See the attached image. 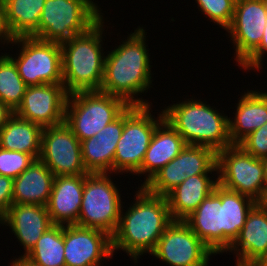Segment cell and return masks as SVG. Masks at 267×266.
Segmentation results:
<instances>
[{
  "mask_svg": "<svg viewBox=\"0 0 267 266\" xmlns=\"http://www.w3.org/2000/svg\"><path fill=\"white\" fill-rule=\"evenodd\" d=\"M145 42V30L139 26L127 40L108 51L104 60L101 92L119 97L128 105H150L147 100L137 96L152 87L150 55Z\"/></svg>",
  "mask_w": 267,
  "mask_h": 266,
  "instance_id": "cell-1",
  "label": "cell"
},
{
  "mask_svg": "<svg viewBox=\"0 0 267 266\" xmlns=\"http://www.w3.org/2000/svg\"><path fill=\"white\" fill-rule=\"evenodd\" d=\"M135 202L120 214L112 237V251H125L137 263L144 253H152L167 226L173 221L167 198L149 193L140 187Z\"/></svg>",
  "mask_w": 267,
  "mask_h": 266,
  "instance_id": "cell-2",
  "label": "cell"
},
{
  "mask_svg": "<svg viewBox=\"0 0 267 266\" xmlns=\"http://www.w3.org/2000/svg\"><path fill=\"white\" fill-rule=\"evenodd\" d=\"M103 21L102 18L87 32L60 43L63 85L68 94L100 91L105 60L101 44Z\"/></svg>",
  "mask_w": 267,
  "mask_h": 266,
  "instance_id": "cell-3",
  "label": "cell"
},
{
  "mask_svg": "<svg viewBox=\"0 0 267 266\" xmlns=\"http://www.w3.org/2000/svg\"><path fill=\"white\" fill-rule=\"evenodd\" d=\"M163 113L187 145L206 146L216 152L233 145L229 136L231 117L222 115L200 99L169 105Z\"/></svg>",
  "mask_w": 267,
  "mask_h": 266,
  "instance_id": "cell-4",
  "label": "cell"
},
{
  "mask_svg": "<svg viewBox=\"0 0 267 266\" xmlns=\"http://www.w3.org/2000/svg\"><path fill=\"white\" fill-rule=\"evenodd\" d=\"M92 0H46L38 29L31 37L62 43L83 34L103 16Z\"/></svg>",
  "mask_w": 267,
  "mask_h": 266,
  "instance_id": "cell-5",
  "label": "cell"
},
{
  "mask_svg": "<svg viewBox=\"0 0 267 266\" xmlns=\"http://www.w3.org/2000/svg\"><path fill=\"white\" fill-rule=\"evenodd\" d=\"M129 105L121 98L101 91L69 94L64 122L81 142L96 136Z\"/></svg>",
  "mask_w": 267,
  "mask_h": 266,
  "instance_id": "cell-6",
  "label": "cell"
},
{
  "mask_svg": "<svg viewBox=\"0 0 267 266\" xmlns=\"http://www.w3.org/2000/svg\"><path fill=\"white\" fill-rule=\"evenodd\" d=\"M150 106L129 105L123 111V132L116 146L113 173L135 175L141 168L154 131L165 119L163 111L155 119Z\"/></svg>",
  "mask_w": 267,
  "mask_h": 266,
  "instance_id": "cell-7",
  "label": "cell"
},
{
  "mask_svg": "<svg viewBox=\"0 0 267 266\" xmlns=\"http://www.w3.org/2000/svg\"><path fill=\"white\" fill-rule=\"evenodd\" d=\"M108 173H88L76 225L96 228L112 236L119 224L122 202Z\"/></svg>",
  "mask_w": 267,
  "mask_h": 266,
  "instance_id": "cell-8",
  "label": "cell"
},
{
  "mask_svg": "<svg viewBox=\"0 0 267 266\" xmlns=\"http://www.w3.org/2000/svg\"><path fill=\"white\" fill-rule=\"evenodd\" d=\"M10 43L21 46L18 57L8 56L27 86L63 84L60 43L31 36L15 37Z\"/></svg>",
  "mask_w": 267,
  "mask_h": 266,
  "instance_id": "cell-9",
  "label": "cell"
},
{
  "mask_svg": "<svg viewBox=\"0 0 267 266\" xmlns=\"http://www.w3.org/2000/svg\"><path fill=\"white\" fill-rule=\"evenodd\" d=\"M218 184L264 203V165L238 144L217 152ZM220 174V175H219Z\"/></svg>",
  "mask_w": 267,
  "mask_h": 266,
  "instance_id": "cell-10",
  "label": "cell"
},
{
  "mask_svg": "<svg viewBox=\"0 0 267 266\" xmlns=\"http://www.w3.org/2000/svg\"><path fill=\"white\" fill-rule=\"evenodd\" d=\"M151 255L170 266H208L215 254L183 220H173Z\"/></svg>",
  "mask_w": 267,
  "mask_h": 266,
  "instance_id": "cell-11",
  "label": "cell"
},
{
  "mask_svg": "<svg viewBox=\"0 0 267 266\" xmlns=\"http://www.w3.org/2000/svg\"><path fill=\"white\" fill-rule=\"evenodd\" d=\"M39 159L55 177L89 173L83 163L81 142L65 122L43 128Z\"/></svg>",
  "mask_w": 267,
  "mask_h": 266,
  "instance_id": "cell-12",
  "label": "cell"
},
{
  "mask_svg": "<svg viewBox=\"0 0 267 266\" xmlns=\"http://www.w3.org/2000/svg\"><path fill=\"white\" fill-rule=\"evenodd\" d=\"M267 23V0H236L230 33L240 65L261 43Z\"/></svg>",
  "mask_w": 267,
  "mask_h": 266,
  "instance_id": "cell-13",
  "label": "cell"
},
{
  "mask_svg": "<svg viewBox=\"0 0 267 266\" xmlns=\"http://www.w3.org/2000/svg\"><path fill=\"white\" fill-rule=\"evenodd\" d=\"M68 95L63 84L27 86L14 114L42 128L62 124Z\"/></svg>",
  "mask_w": 267,
  "mask_h": 266,
  "instance_id": "cell-14",
  "label": "cell"
},
{
  "mask_svg": "<svg viewBox=\"0 0 267 266\" xmlns=\"http://www.w3.org/2000/svg\"><path fill=\"white\" fill-rule=\"evenodd\" d=\"M113 255L112 237L107 232L76 224L64 226L66 266H101Z\"/></svg>",
  "mask_w": 267,
  "mask_h": 266,
  "instance_id": "cell-15",
  "label": "cell"
},
{
  "mask_svg": "<svg viewBox=\"0 0 267 266\" xmlns=\"http://www.w3.org/2000/svg\"><path fill=\"white\" fill-rule=\"evenodd\" d=\"M183 221L215 255L225 252L224 205L214 191Z\"/></svg>",
  "mask_w": 267,
  "mask_h": 266,
  "instance_id": "cell-16",
  "label": "cell"
},
{
  "mask_svg": "<svg viewBox=\"0 0 267 266\" xmlns=\"http://www.w3.org/2000/svg\"><path fill=\"white\" fill-rule=\"evenodd\" d=\"M230 250V251H229ZM267 250V206L257 203L227 251L236 254V265L252 266Z\"/></svg>",
  "mask_w": 267,
  "mask_h": 266,
  "instance_id": "cell-17",
  "label": "cell"
},
{
  "mask_svg": "<svg viewBox=\"0 0 267 266\" xmlns=\"http://www.w3.org/2000/svg\"><path fill=\"white\" fill-rule=\"evenodd\" d=\"M83 175L56 176L47 210L52 224H77L83 196L85 177Z\"/></svg>",
  "mask_w": 267,
  "mask_h": 266,
  "instance_id": "cell-18",
  "label": "cell"
},
{
  "mask_svg": "<svg viewBox=\"0 0 267 266\" xmlns=\"http://www.w3.org/2000/svg\"><path fill=\"white\" fill-rule=\"evenodd\" d=\"M0 224L9 226L23 246L24 255L53 225L47 207L38 204H12Z\"/></svg>",
  "mask_w": 267,
  "mask_h": 266,
  "instance_id": "cell-19",
  "label": "cell"
},
{
  "mask_svg": "<svg viewBox=\"0 0 267 266\" xmlns=\"http://www.w3.org/2000/svg\"><path fill=\"white\" fill-rule=\"evenodd\" d=\"M122 132L123 112L96 136L81 141L82 159L89 173H113L114 155Z\"/></svg>",
  "mask_w": 267,
  "mask_h": 266,
  "instance_id": "cell-20",
  "label": "cell"
},
{
  "mask_svg": "<svg viewBox=\"0 0 267 266\" xmlns=\"http://www.w3.org/2000/svg\"><path fill=\"white\" fill-rule=\"evenodd\" d=\"M182 136L164 119L155 129L141 168L135 173L146 174L143 187L160 169L172 161L185 148Z\"/></svg>",
  "mask_w": 267,
  "mask_h": 266,
  "instance_id": "cell-21",
  "label": "cell"
},
{
  "mask_svg": "<svg viewBox=\"0 0 267 266\" xmlns=\"http://www.w3.org/2000/svg\"><path fill=\"white\" fill-rule=\"evenodd\" d=\"M55 175L40 160L14 179L12 204H38L47 206Z\"/></svg>",
  "mask_w": 267,
  "mask_h": 266,
  "instance_id": "cell-22",
  "label": "cell"
},
{
  "mask_svg": "<svg viewBox=\"0 0 267 266\" xmlns=\"http://www.w3.org/2000/svg\"><path fill=\"white\" fill-rule=\"evenodd\" d=\"M210 178L208 174L187 177L166 196L172 220H184L214 191L218 178Z\"/></svg>",
  "mask_w": 267,
  "mask_h": 266,
  "instance_id": "cell-23",
  "label": "cell"
},
{
  "mask_svg": "<svg viewBox=\"0 0 267 266\" xmlns=\"http://www.w3.org/2000/svg\"><path fill=\"white\" fill-rule=\"evenodd\" d=\"M267 123V93L247 91L238 101L234 121L229 120L232 144H239L250 133Z\"/></svg>",
  "mask_w": 267,
  "mask_h": 266,
  "instance_id": "cell-24",
  "label": "cell"
},
{
  "mask_svg": "<svg viewBox=\"0 0 267 266\" xmlns=\"http://www.w3.org/2000/svg\"><path fill=\"white\" fill-rule=\"evenodd\" d=\"M43 128L15 114L0 129V148L28 153L39 159Z\"/></svg>",
  "mask_w": 267,
  "mask_h": 266,
  "instance_id": "cell-25",
  "label": "cell"
},
{
  "mask_svg": "<svg viewBox=\"0 0 267 266\" xmlns=\"http://www.w3.org/2000/svg\"><path fill=\"white\" fill-rule=\"evenodd\" d=\"M46 0H2L5 27L11 38L31 36L39 26Z\"/></svg>",
  "mask_w": 267,
  "mask_h": 266,
  "instance_id": "cell-26",
  "label": "cell"
},
{
  "mask_svg": "<svg viewBox=\"0 0 267 266\" xmlns=\"http://www.w3.org/2000/svg\"><path fill=\"white\" fill-rule=\"evenodd\" d=\"M214 192L221 198L225 217V252L238 237L248 213L257 204L252 198L217 184Z\"/></svg>",
  "mask_w": 267,
  "mask_h": 266,
  "instance_id": "cell-27",
  "label": "cell"
},
{
  "mask_svg": "<svg viewBox=\"0 0 267 266\" xmlns=\"http://www.w3.org/2000/svg\"><path fill=\"white\" fill-rule=\"evenodd\" d=\"M25 256L39 266H66L64 226L53 224Z\"/></svg>",
  "mask_w": 267,
  "mask_h": 266,
  "instance_id": "cell-28",
  "label": "cell"
},
{
  "mask_svg": "<svg viewBox=\"0 0 267 266\" xmlns=\"http://www.w3.org/2000/svg\"><path fill=\"white\" fill-rule=\"evenodd\" d=\"M181 183L190 176L218 171L217 152L206 146L186 145L180 152Z\"/></svg>",
  "mask_w": 267,
  "mask_h": 266,
  "instance_id": "cell-29",
  "label": "cell"
},
{
  "mask_svg": "<svg viewBox=\"0 0 267 266\" xmlns=\"http://www.w3.org/2000/svg\"><path fill=\"white\" fill-rule=\"evenodd\" d=\"M27 85L18 73L16 64L5 53L0 56V101L13 111L22 103Z\"/></svg>",
  "mask_w": 267,
  "mask_h": 266,
  "instance_id": "cell-30",
  "label": "cell"
},
{
  "mask_svg": "<svg viewBox=\"0 0 267 266\" xmlns=\"http://www.w3.org/2000/svg\"><path fill=\"white\" fill-rule=\"evenodd\" d=\"M179 184H181L180 153L143 187L151 194L166 197Z\"/></svg>",
  "mask_w": 267,
  "mask_h": 266,
  "instance_id": "cell-31",
  "label": "cell"
},
{
  "mask_svg": "<svg viewBox=\"0 0 267 266\" xmlns=\"http://www.w3.org/2000/svg\"><path fill=\"white\" fill-rule=\"evenodd\" d=\"M236 0H196L201 12L225 30L230 26Z\"/></svg>",
  "mask_w": 267,
  "mask_h": 266,
  "instance_id": "cell-32",
  "label": "cell"
},
{
  "mask_svg": "<svg viewBox=\"0 0 267 266\" xmlns=\"http://www.w3.org/2000/svg\"><path fill=\"white\" fill-rule=\"evenodd\" d=\"M35 160L28 153L0 148V175L15 179Z\"/></svg>",
  "mask_w": 267,
  "mask_h": 266,
  "instance_id": "cell-33",
  "label": "cell"
},
{
  "mask_svg": "<svg viewBox=\"0 0 267 266\" xmlns=\"http://www.w3.org/2000/svg\"><path fill=\"white\" fill-rule=\"evenodd\" d=\"M238 145L255 158L267 157V123L250 133Z\"/></svg>",
  "mask_w": 267,
  "mask_h": 266,
  "instance_id": "cell-34",
  "label": "cell"
},
{
  "mask_svg": "<svg viewBox=\"0 0 267 266\" xmlns=\"http://www.w3.org/2000/svg\"><path fill=\"white\" fill-rule=\"evenodd\" d=\"M267 52V23L264 28V33L261 39V43L259 46L240 64L242 69L251 70V69H262V59L264 57V53Z\"/></svg>",
  "mask_w": 267,
  "mask_h": 266,
  "instance_id": "cell-35",
  "label": "cell"
},
{
  "mask_svg": "<svg viewBox=\"0 0 267 266\" xmlns=\"http://www.w3.org/2000/svg\"><path fill=\"white\" fill-rule=\"evenodd\" d=\"M14 179L0 175V221L12 205Z\"/></svg>",
  "mask_w": 267,
  "mask_h": 266,
  "instance_id": "cell-36",
  "label": "cell"
},
{
  "mask_svg": "<svg viewBox=\"0 0 267 266\" xmlns=\"http://www.w3.org/2000/svg\"><path fill=\"white\" fill-rule=\"evenodd\" d=\"M0 40H3L1 43L4 42L3 44L7 43V45L12 40L5 27L2 0H0Z\"/></svg>",
  "mask_w": 267,
  "mask_h": 266,
  "instance_id": "cell-37",
  "label": "cell"
},
{
  "mask_svg": "<svg viewBox=\"0 0 267 266\" xmlns=\"http://www.w3.org/2000/svg\"><path fill=\"white\" fill-rule=\"evenodd\" d=\"M13 114L14 111L4 102L0 101V129L12 117Z\"/></svg>",
  "mask_w": 267,
  "mask_h": 266,
  "instance_id": "cell-38",
  "label": "cell"
},
{
  "mask_svg": "<svg viewBox=\"0 0 267 266\" xmlns=\"http://www.w3.org/2000/svg\"><path fill=\"white\" fill-rule=\"evenodd\" d=\"M12 266H39L38 264L31 261L29 258H27L25 255H21L18 259L16 258L11 262Z\"/></svg>",
  "mask_w": 267,
  "mask_h": 266,
  "instance_id": "cell-39",
  "label": "cell"
},
{
  "mask_svg": "<svg viewBox=\"0 0 267 266\" xmlns=\"http://www.w3.org/2000/svg\"><path fill=\"white\" fill-rule=\"evenodd\" d=\"M264 165V203L267 201V157L262 159Z\"/></svg>",
  "mask_w": 267,
  "mask_h": 266,
  "instance_id": "cell-40",
  "label": "cell"
},
{
  "mask_svg": "<svg viewBox=\"0 0 267 266\" xmlns=\"http://www.w3.org/2000/svg\"><path fill=\"white\" fill-rule=\"evenodd\" d=\"M252 266H267V250Z\"/></svg>",
  "mask_w": 267,
  "mask_h": 266,
  "instance_id": "cell-41",
  "label": "cell"
}]
</instances>
